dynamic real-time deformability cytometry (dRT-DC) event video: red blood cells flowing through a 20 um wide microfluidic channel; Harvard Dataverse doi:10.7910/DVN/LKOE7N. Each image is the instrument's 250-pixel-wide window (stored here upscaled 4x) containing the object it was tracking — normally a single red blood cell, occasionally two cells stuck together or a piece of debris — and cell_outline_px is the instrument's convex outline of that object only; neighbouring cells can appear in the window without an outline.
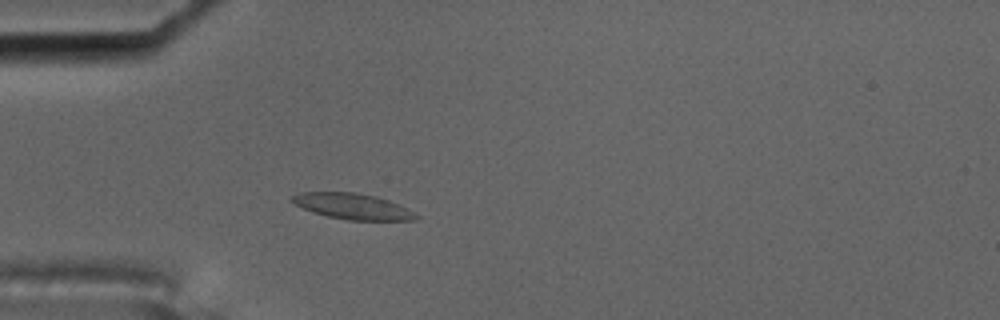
{"species": "common noctule bat (a hibernating species)", "species_latin": "Nyctalus noctula", "temperature_condition": "cold", "stored_images_in_passage": 3, "camera_frame_rate_fps": 3000, "um_per_image_px": 0.085, "animal": {"sex": "male", "body_mass_g": 17.5, "forearm_length_mm": 52.3}, "frame": {"image": 1, "passage_image": 3, "time_ms": 0.667, "image_size_px": [1000, 320], "cell_outline_px": [[420, 216], [416, 220], [348, 220], [328, 216], [312, 212], [288, 200], [292, 196], [300, 192], [356, 192], [376, 196], [388, 200]], "centroid_in_image_um": [29.93, 17.53], "position_along_channel_um": 55.1, "area_um2": 18.44}}